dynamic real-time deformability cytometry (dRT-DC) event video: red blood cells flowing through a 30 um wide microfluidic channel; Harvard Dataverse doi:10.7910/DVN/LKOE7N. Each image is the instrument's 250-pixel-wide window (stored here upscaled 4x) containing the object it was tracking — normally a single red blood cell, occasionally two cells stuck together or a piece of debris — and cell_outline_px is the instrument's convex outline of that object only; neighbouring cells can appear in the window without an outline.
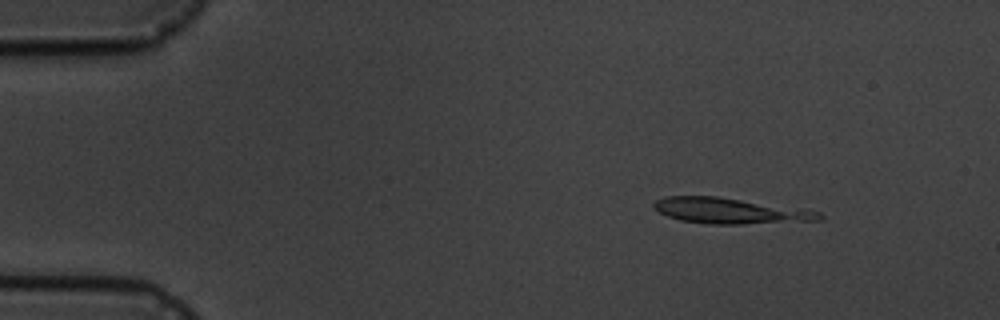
{"species": "common noctule bat (a hibernating species)", "species_latin": "Nyctalus noctula", "temperature_condition": "cold", "stored_images_in_passage": 4, "camera_frame_rate_fps": 3000, "um_per_image_px": 0.085, "animal": {"sex": "male", "body_mass_g": 19.5, "forearm_length_mm": 54.6}, "frame": {"image": 1, "passage_image": 2, "time_ms": 1.0, "image_size_px": [1000, 320], "cell_outline_px": [[824, 220], [744, 224], [708, 224], [680, 220], [668, 216], [652, 208], [652, 204], [656, 200], [664, 196], [716, 196], [808, 208], [820, 212], [824, 216]], "centroid_in_image_um": [62.14, 17.91], "position_along_channel_um": 22.9, "area_um2": 25.32}}